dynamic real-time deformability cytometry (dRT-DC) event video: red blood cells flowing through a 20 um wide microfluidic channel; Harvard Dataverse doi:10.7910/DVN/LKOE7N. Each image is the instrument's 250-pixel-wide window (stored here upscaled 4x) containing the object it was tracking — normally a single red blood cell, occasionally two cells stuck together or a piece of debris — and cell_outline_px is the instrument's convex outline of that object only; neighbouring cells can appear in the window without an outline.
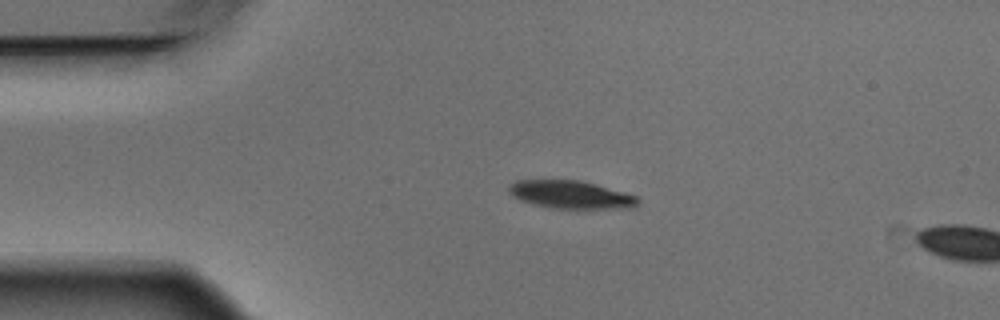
{"species": "Egyptian fruit bat (a non-hibernating species)", "species_latin": "Rousettus aegyptiacus", "temperature_condition": "warm", "stored_images_in_passage": 4, "camera_frame_rate_fps": 3000, "um_per_image_px": 0.085, "animal": {"sex": "male"}, "frame": {"image": 1, "passage_image": 3, "time_ms": 0.667, "image_size_px": [1000, 320], "cell_outline_px": [[640, 200], [636, 204], [628, 208], [552, 208], [532, 204], [520, 200], [512, 196], [508, 192], [508, 188], [516, 180], [580, 180], [596, 184], [636, 196]], "centroid_in_image_um": [48.47, 16.54], "position_along_channel_um": 36.5, "area_um2": 20.75}}